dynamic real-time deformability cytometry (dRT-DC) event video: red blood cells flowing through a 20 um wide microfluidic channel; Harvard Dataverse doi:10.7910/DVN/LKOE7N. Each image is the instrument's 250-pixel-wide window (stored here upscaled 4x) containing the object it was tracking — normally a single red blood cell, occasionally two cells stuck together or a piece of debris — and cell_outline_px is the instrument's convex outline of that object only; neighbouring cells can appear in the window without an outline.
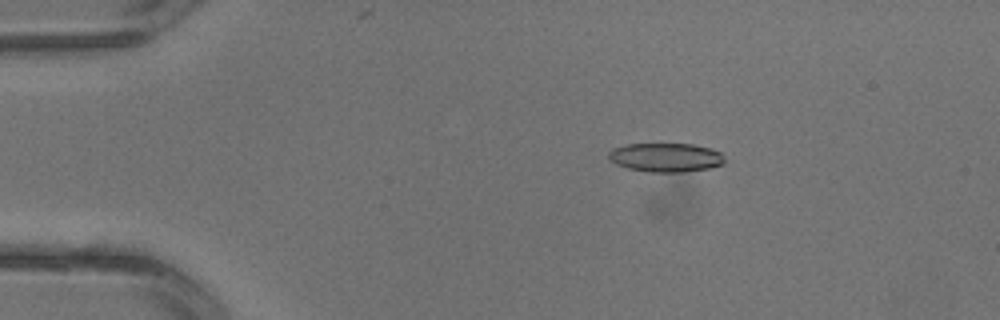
{"species": "common noctule bat (a hibernating species)", "species_latin": "Nyctalus noctula", "temperature_condition": "warm", "stored_images_in_passage": 2, "camera_frame_rate_fps": 3000, "um_per_image_px": 0.085, "animal": {"sex": "male", "body_mass_g": 13.3}, "frame": {"image": 1, "passage_image": 1, "time_ms": 0.0, "image_size_px": [1000, 320], "cell_outline_px": [[724, 164], [708, 168], [684, 172], [648, 172], [628, 168], [616, 164], [608, 156], [608, 152], [612, 148], [628, 144], [692, 144], [712, 148], [720, 152], [724, 156]], "centroid_in_image_um": [56.61, 13.38], "position_along_channel_um": 28.4, "area_um2": 19.59}}